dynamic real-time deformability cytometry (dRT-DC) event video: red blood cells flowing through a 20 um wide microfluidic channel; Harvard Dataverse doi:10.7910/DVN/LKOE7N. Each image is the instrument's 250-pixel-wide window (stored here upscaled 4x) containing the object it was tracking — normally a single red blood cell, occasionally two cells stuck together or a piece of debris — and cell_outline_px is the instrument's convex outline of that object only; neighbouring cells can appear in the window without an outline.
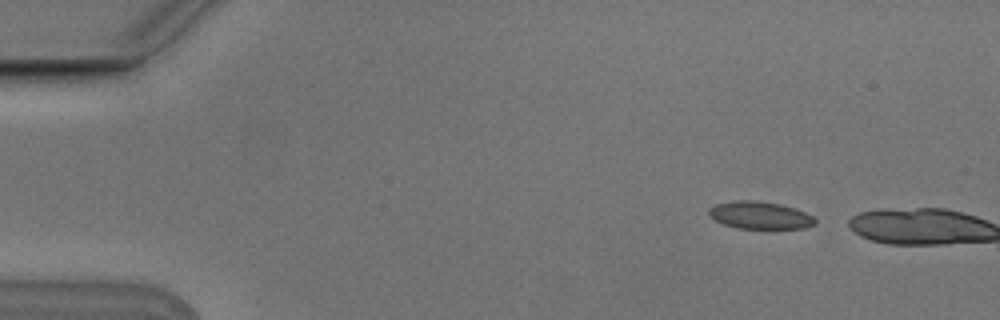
{"species": "Egyptian fruit bat (a non-hibernating species)", "species_latin": "Rousettus aegyptiacus", "temperature_condition": "cold", "stored_images_in_passage": 2, "camera_frame_rate_fps": 3000, "um_per_image_px": 0.085, "animal": {"sex": "male"}, "frame": {"image": 1, "passage_image": 1, "time_ms": 0.0, "image_size_px": [1000, 320], "cell_outline_px": [[816, 224], [804, 228], [736, 228], [724, 224], [708, 216], [708, 208], [716, 204], [736, 200], [756, 200], [780, 204], [804, 212], [812, 216], [816, 220]], "centroid_in_image_um": [64.56, 18.29], "position_along_channel_um": 20.4, "area_um2": 16.88}}